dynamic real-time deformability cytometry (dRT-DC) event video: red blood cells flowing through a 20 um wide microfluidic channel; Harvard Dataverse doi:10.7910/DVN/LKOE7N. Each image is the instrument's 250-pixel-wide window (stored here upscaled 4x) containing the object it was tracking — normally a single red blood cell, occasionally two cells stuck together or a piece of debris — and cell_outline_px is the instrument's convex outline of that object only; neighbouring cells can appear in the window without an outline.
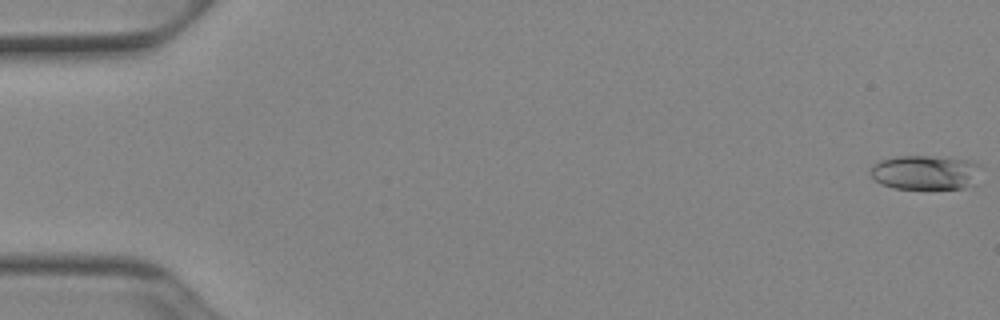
{"species": "Egyptian fruit bat (a non-hibernating species)", "species_latin": "Rousettus aegyptiacus", "temperature_condition": "cold", "stored_images_in_passage": 52, "camera_frame_rate_fps": 3000, "um_per_image_px": 0.085, "animal": {"sex": "female"}, "frame": {"image": 1, "passage_image": 1, "time_ms": 0.0, "image_size_px": [1000, 320], "cell_outline_px": [[980, 164], [972, 184], [964, 188], [892, 188], [880, 184], [868, 172], [872, 164], [880, 160], [896, 156], [928, 156], [972, 160]], "centroid_in_image_um": [78.57, 14.64], "position_along_channel_um": 6.4, "area_um2": 22.02}}
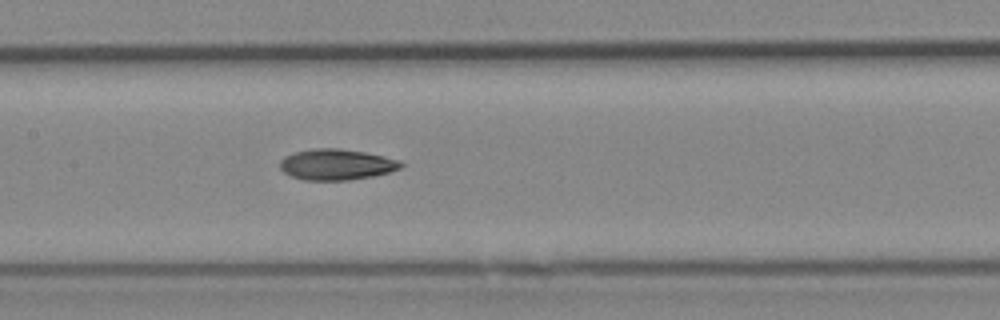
{"frame": {"image": 2, "passage_image": 26, "time_ms": 8.333, "image_size_px": [1000, 320], "cell_outline_px": [[404, 164], [400, 168], [388, 172], [372, 176], [348, 180], [304, 180], [292, 176], [284, 172], [280, 168], [280, 160], [284, 156], [296, 152], [312, 148], [340, 148], [364, 152], [384, 156], [400, 160]], "centroid_in_image_um": [28.59, 13.97], "position_along_channel_um": 178.8, "area_um2": 21.73}}
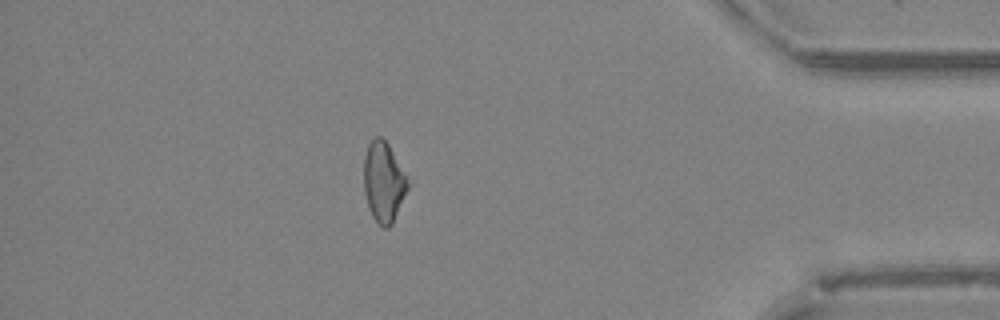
{"frame": {"image": 3, "passage_image": 46, "time_ms": 15.0, "image_size_px": [1000, 320], "cell_outline_px": [[412, 180], [392, 224], [388, 228], [384, 228], [372, 216], [368, 208], [364, 192], [364, 156], [368, 144], [376, 136], [380, 136], [388, 144]], "centroid_in_image_um": [32.64, 15.45], "position_along_channel_um": 402.6, "area_um2": 20.92}, "authors_computed_cell_mechanics": {"area_um2": 21.1259, "velocity_mm_per_s": 3.9403, "shape_relaxation_time_tau1_ms": 9.5795, "shape_relaxation_time_tau2_ms": 9.9707, "deformation_change_tau1": 0.2048, "deformation_change_tau2": 0.1948}}